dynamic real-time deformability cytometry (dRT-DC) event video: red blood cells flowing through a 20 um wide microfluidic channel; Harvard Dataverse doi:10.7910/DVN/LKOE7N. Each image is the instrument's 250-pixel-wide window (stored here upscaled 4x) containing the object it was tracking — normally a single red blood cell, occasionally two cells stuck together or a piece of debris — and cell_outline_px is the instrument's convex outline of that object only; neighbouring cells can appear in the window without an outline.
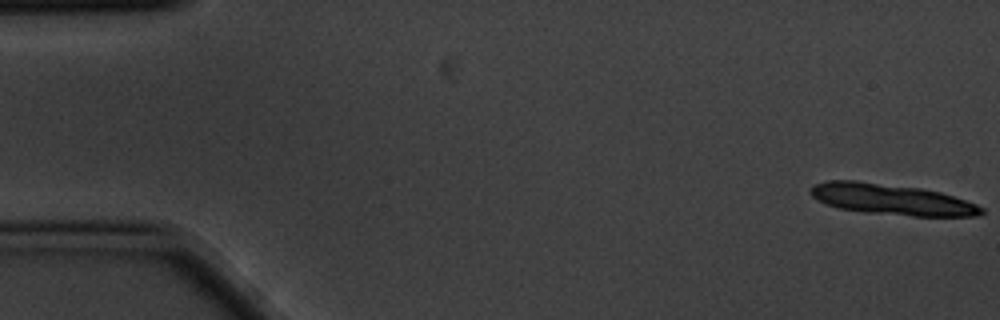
{"species": "common noctule bat (a hibernating species)", "species_latin": "Nyctalus noctula", "temperature_condition": "cold", "stored_images_in_passage": 7, "camera_frame_rate_fps": 3000, "um_per_image_px": 0.085, "animal": {"sex": "male", "body_mass_g": 20.1, "forearm_length_mm": 53.5}, "frame": {"image": 1, "passage_image": 1, "time_ms": 0.0, "image_size_px": [1000, 320], "cell_outline_px": [[984, 212], [980, 216], [912, 216], [864, 212], [840, 208], [824, 204], [816, 200], [808, 192], [808, 188], [816, 184], [828, 180], [856, 180], [920, 188], [940, 192], [976, 204], [984, 208]], "centroid_in_image_um": [75.74, 16.95], "position_along_channel_um": 9.3, "area_um2": 30.87}}
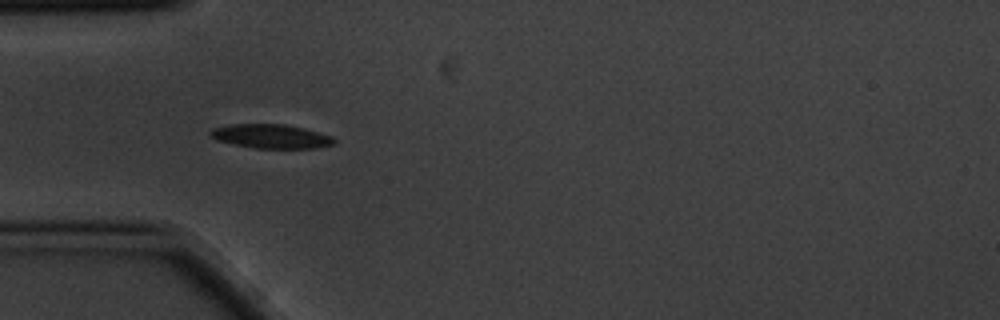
{"frame": {"image": 2, "passage_image": 6, "time_ms": 1.667, "image_size_px": [1000, 320], "cell_outline_px": [[336, 144], [316, 148], [256, 148], [216, 140], [208, 132], [212, 128], [232, 124], [284, 124], [304, 128], [332, 136], [336, 140]], "centroid_in_image_um": [23.07, 11.58], "position_along_channel_um": 61.9, "area_um2": 17.28}}